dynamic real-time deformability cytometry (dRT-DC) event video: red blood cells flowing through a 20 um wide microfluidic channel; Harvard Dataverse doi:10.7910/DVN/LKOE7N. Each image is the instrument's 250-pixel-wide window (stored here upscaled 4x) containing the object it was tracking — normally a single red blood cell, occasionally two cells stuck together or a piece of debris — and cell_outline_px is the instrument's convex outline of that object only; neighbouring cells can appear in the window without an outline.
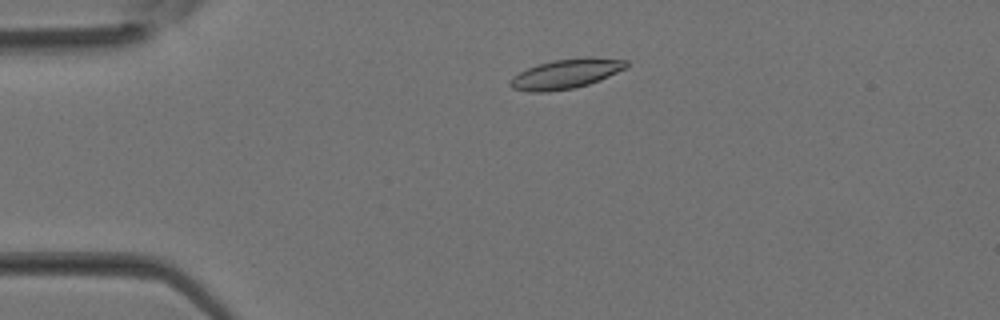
{"species": "Egyptian fruit bat (a non-hibernating species)", "species_latin": "Rousettus aegyptiacus", "temperature_condition": "room temperature", "stored_images_in_passage": 20, "camera_frame_rate_fps": 3000, "um_per_image_px": 0.085, "animal": {"sex": "female"}, "frame": {"image": 1, "passage_image": 5, "time_ms": 1.333, "image_size_px": [1000, 320], "cell_outline_px": [[628, 68], [600, 80], [588, 84], [572, 88], [548, 92], [528, 92], [512, 88], [508, 84], [512, 76], [528, 68], [552, 60], [588, 56], [592, 56], [628, 60]], "centroid_in_image_um": [48.14, 6.26], "position_along_channel_um": 36.9, "area_um2": 20.29}}
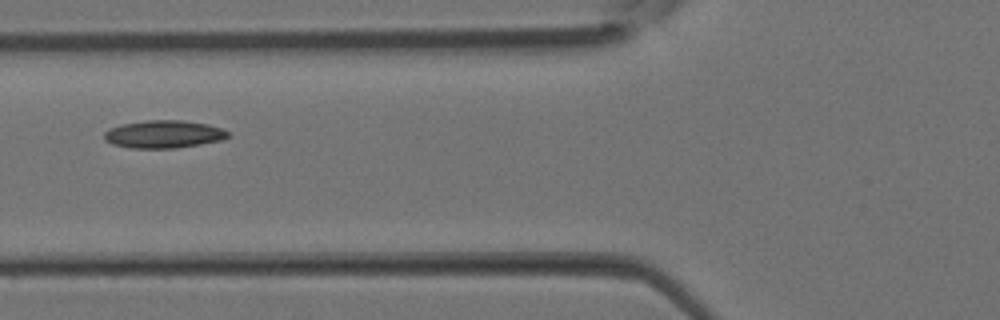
{"frame": {"image": 2, "passage_image": 11, "time_ms": 3.333, "image_size_px": [1000, 320], "cell_outline_px": [[228, 136], [220, 140], [200, 144], [176, 148], [132, 148], [112, 144], [104, 140], [104, 132], [108, 128], [124, 124], [148, 120], [180, 120], [208, 124], [220, 128], [228, 132]], "centroid_in_image_um": [13.87, 11.41], "position_along_channel_um": 111.9, "area_um2": 19.83}}
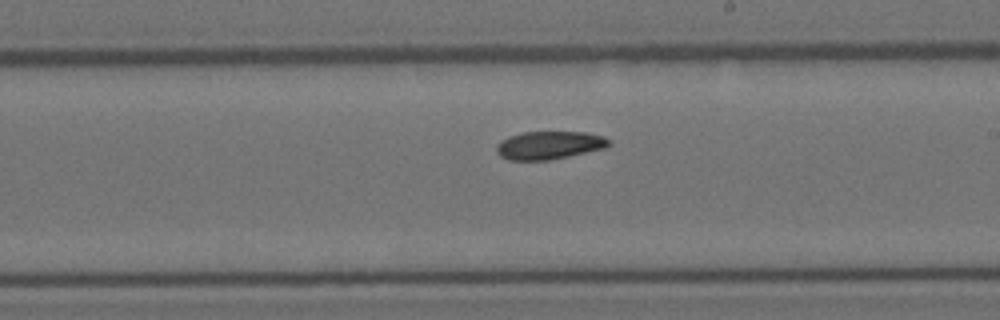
{"frame": {"image": 3, "passage_image": 18, "time_ms": 5.667, "image_size_px": [1000, 320], "cell_outline_px": [[612, 144], [604, 148], [568, 156], [548, 160], [508, 160], [500, 156], [496, 152], [496, 144], [500, 140], [508, 136], [524, 132], [588, 132], [604, 136], [612, 140]], "centroid_in_image_um": [46.68, 12.33], "position_along_channel_um": 242.3, "area_um2": 18.55}}